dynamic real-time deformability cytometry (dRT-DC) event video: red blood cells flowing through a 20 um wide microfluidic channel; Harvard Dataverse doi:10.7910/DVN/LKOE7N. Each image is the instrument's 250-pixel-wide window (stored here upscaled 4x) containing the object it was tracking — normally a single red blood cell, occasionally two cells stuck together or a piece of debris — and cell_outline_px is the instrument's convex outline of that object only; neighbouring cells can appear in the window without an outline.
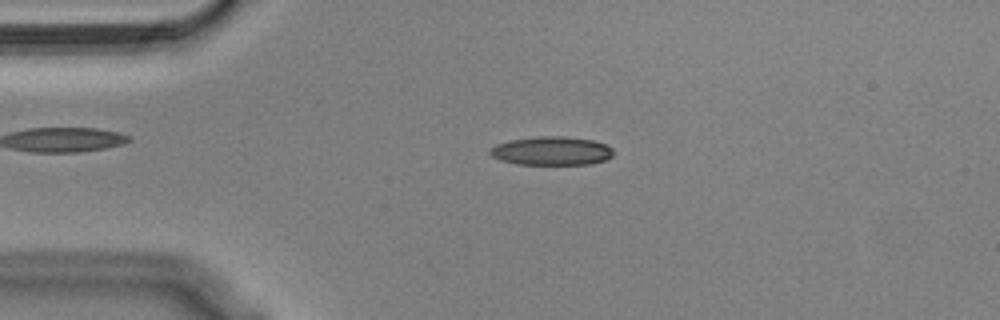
{"species": "Egyptian fruit bat (a non-hibernating species)", "species_latin": "Rousettus aegyptiacus", "temperature_condition": "cold", "stored_images_in_passage": 54, "camera_frame_rate_fps": 3000, "um_per_image_px": 0.085, "animal": {"sex": "male"}, "frame": {"image": 1, "passage_image": 11, "time_ms": 3.333, "image_size_px": [1000, 320], "cell_outline_px": [[612, 156], [604, 160], [592, 164], [516, 164], [500, 160], [492, 156], [488, 152], [488, 148], [496, 144], [508, 140], [536, 136], [564, 136], [592, 140], [604, 144], [612, 148]], "centroid_in_image_um": [46.82, 12.82], "position_along_channel_um": 38.2, "area_um2": 20.69}}
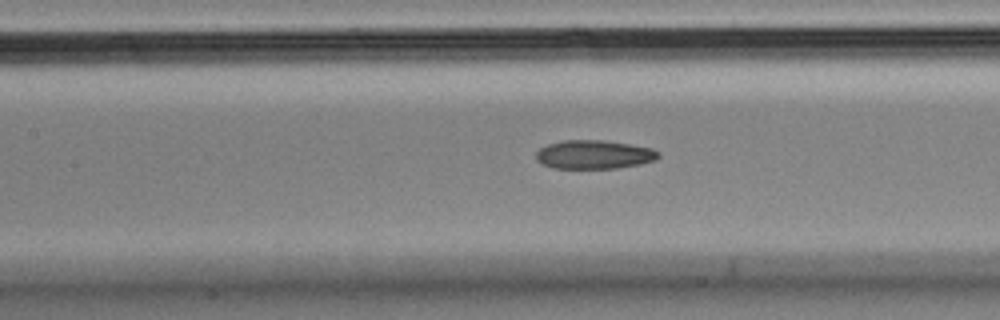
{"frame": {"image": 2, "passage_image": 23, "time_ms": 7.333, "image_size_px": [1000, 320], "cell_outline_px": [[660, 156], [656, 160], [640, 164], [616, 168], [552, 168], [540, 164], [536, 160], [536, 152], [540, 148], [548, 144], [564, 140], [604, 140], [652, 148], [660, 152]], "centroid_in_image_um": [50.48, 13.14], "position_along_channel_um": 156.9, "area_um2": 20.58}}
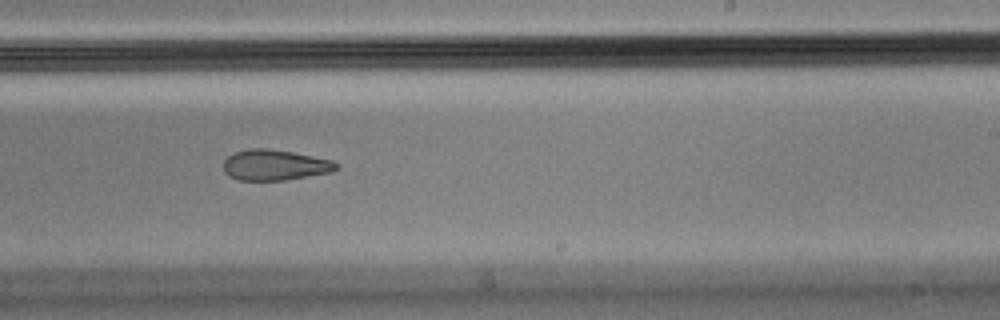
{"frame": {"image": 3, "passage_image": 32, "time_ms": 10.333, "image_size_px": [1000, 320], "cell_outline_px": [[340, 168], [332, 172], [284, 180], [236, 180], [228, 176], [224, 172], [224, 160], [228, 156], [236, 152], [248, 148], [268, 148], [292, 152], [332, 160], [340, 164]], "centroid_in_image_um": [23.37, 14.03], "position_along_channel_um": 265.6, "area_um2": 20.29}, "authors_computed_cell_mechanics": {"area_um2": 21.0681, "velocity_mm_per_s": 3.6383, "shape_relaxation_time_tau1_ms": null, "shape_relaxation_time_tau2_ms": 4.8781, "deformation_change_tau1": null, "deformation_change_tau2": 0.1432}}